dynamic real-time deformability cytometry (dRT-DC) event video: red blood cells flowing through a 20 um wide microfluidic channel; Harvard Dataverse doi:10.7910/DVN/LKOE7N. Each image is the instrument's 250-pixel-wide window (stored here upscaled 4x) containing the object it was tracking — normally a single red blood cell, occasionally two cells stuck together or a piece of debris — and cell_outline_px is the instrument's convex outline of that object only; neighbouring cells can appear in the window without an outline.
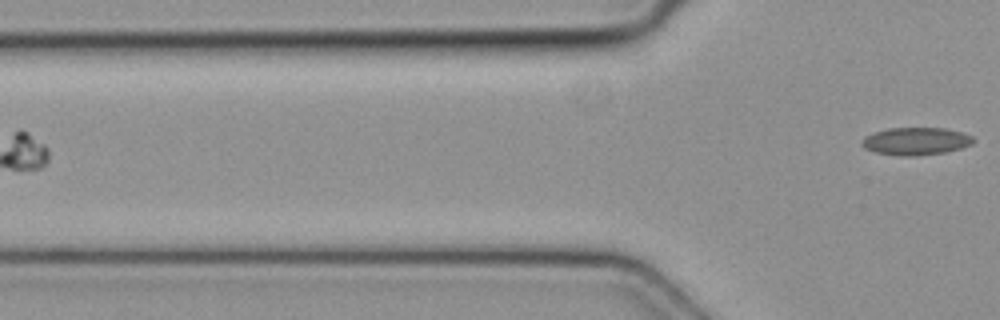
{"species": "common noctule bat (a hibernating species)", "species_latin": "Nyctalus noctula", "temperature_condition": "cold", "stored_images_in_passage": 4, "camera_frame_rate_fps": 3000, "um_per_image_px": 0.085, "animal": {"sex": "female", "body_mass_g": 19.3, "forearm_length_mm": 54.1}, "frame": {"image": 1, "passage_image": 4, "time_ms": 1.0, "image_size_px": [1000, 320], "cell_outline_px": [[976, 140], [972, 144], [948, 152], [912, 156], [900, 156], [876, 152], [864, 148], [860, 144], [864, 136], [872, 132], [888, 128], [944, 128], [960, 132], [972, 136]], "centroid_in_image_um": [77.83, 12.0], "position_along_channel_um": 48.0, "area_um2": 18.03}}